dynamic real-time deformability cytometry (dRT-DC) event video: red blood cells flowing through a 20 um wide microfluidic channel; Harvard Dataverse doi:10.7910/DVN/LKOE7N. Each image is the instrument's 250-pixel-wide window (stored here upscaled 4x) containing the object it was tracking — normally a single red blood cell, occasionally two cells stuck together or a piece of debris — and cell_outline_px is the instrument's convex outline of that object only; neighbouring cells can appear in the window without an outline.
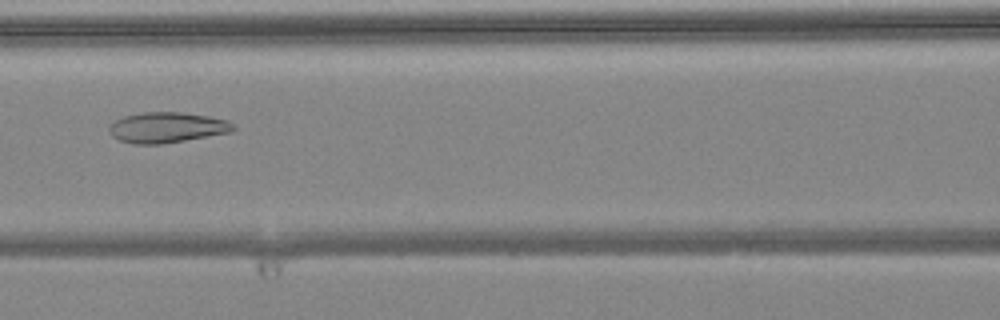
{"species": "common noctule bat (a hibernating species)", "species_latin": "Nyctalus noctula", "temperature_condition": "warm", "stored_images_in_passage": 7, "camera_frame_rate_fps": 3000, "um_per_image_px": 0.085, "animal": {"sex": "female", "body_mass_g": 24.6, "forearm_length_mm": 56.2}, "frame": {"image": 1, "passage_image": 7, "time_ms": 2.0, "image_size_px": [1000, 320], "cell_outline_px": [[236, 128], [232, 132], [160, 144], [132, 144], [120, 140], [112, 136], [108, 128], [116, 120], [124, 116], [144, 112], [180, 112], [208, 116], [228, 120]], "centroid_in_image_um": [14.2, 10.83], "position_along_channel_um": 152.4, "area_um2": 21.91}}